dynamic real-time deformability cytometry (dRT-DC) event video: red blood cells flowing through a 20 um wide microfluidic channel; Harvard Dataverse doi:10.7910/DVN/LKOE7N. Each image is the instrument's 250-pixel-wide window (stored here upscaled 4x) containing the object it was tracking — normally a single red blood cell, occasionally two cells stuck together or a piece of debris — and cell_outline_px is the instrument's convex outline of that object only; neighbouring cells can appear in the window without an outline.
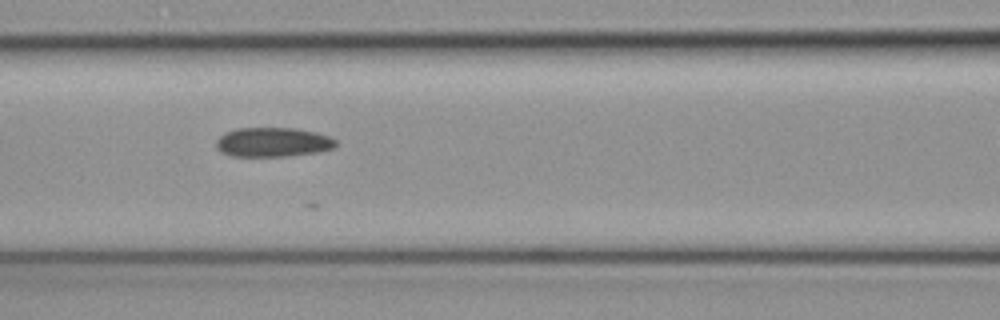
{"species": "common noctule bat (a hibernating species)", "species_latin": "Nyctalus noctula", "temperature_condition": "cold", "stored_images_in_passage": 6, "camera_frame_rate_fps": 3000, "um_per_image_px": 0.085, "animal": {"sex": "female", "body_mass_g": 19.3, "forearm_length_mm": 54.1}, "frame": {"image": 1, "passage_image": 4, "time_ms": 1.0, "image_size_px": [1000, 320], "cell_outline_px": [[336, 144], [332, 148], [320, 152], [284, 156], [232, 156], [220, 152], [216, 148], [216, 140], [224, 132], [236, 128], [296, 128], [316, 132], [328, 136], [336, 140]], "centroid_in_image_um": [23.16, 12.08], "position_along_channel_um": 143.4, "area_um2": 20.58}}